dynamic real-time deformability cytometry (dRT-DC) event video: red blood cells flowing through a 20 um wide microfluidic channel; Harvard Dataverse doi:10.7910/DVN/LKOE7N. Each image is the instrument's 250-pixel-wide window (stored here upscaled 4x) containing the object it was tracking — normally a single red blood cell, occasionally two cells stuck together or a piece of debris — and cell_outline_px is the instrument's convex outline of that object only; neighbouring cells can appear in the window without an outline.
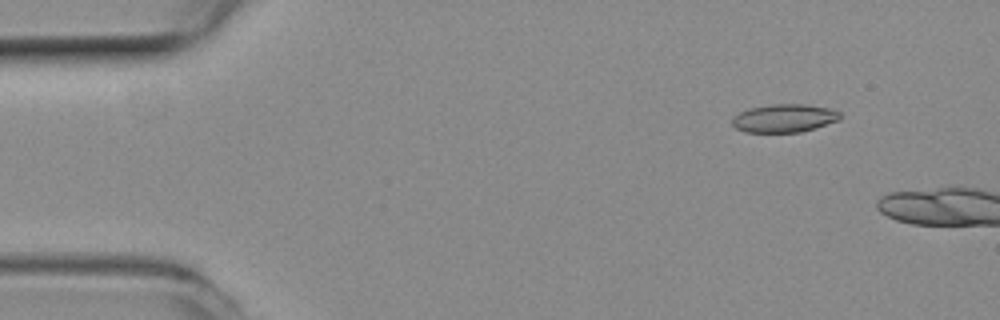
{"species": "common noctule bat (a hibernating species)", "species_latin": "Nyctalus noctula", "temperature_condition": "room temperature", "stored_images_in_passage": 4, "camera_frame_rate_fps": 3000, "um_per_image_px": 0.085, "animal": {"sex": "female", "body_mass_g": 19.3, "forearm_length_mm": 54.1}, "frame": {"image": 1, "passage_image": 1, "time_ms": 0.0, "image_size_px": [1000, 320], "cell_outline_px": [[840, 120], [816, 128], [800, 132], [744, 132], [736, 128], [732, 124], [732, 116], [748, 108], [768, 104], [804, 104], [832, 108], [840, 112]], "centroid_in_image_um": [66.66, 10.04], "position_along_channel_um": 18.3, "area_um2": 17.98}}